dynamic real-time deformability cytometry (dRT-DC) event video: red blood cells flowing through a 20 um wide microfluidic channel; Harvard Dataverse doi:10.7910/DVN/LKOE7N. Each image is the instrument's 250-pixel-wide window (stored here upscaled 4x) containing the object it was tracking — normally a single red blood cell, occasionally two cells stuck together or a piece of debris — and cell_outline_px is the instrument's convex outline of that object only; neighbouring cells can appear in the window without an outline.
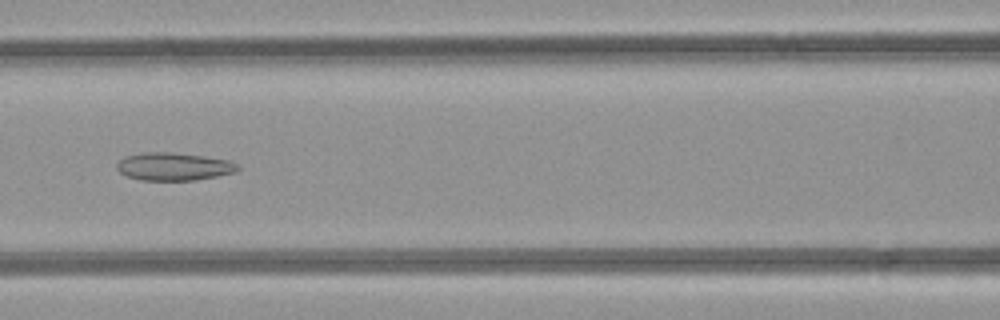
{"species": "common noctule bat (a hibernating species)", "species_latin": "Nyctalus noctula", "temperature_condition": "room temperature", "stored_images_in_passage": 35, "camera_frame_rate_fps": 3000, "um_per_image_px": 0.085, "animal": {"sex": "female", "body_mass_g": 21.9}, "frame": {"image": 1, "passage_image": 7, "time_ms": 2.0, "image_size_px": [1000, 320], "cell_outline_px": [[240, 168], [236, 172], [196, 180], [140, 180], [128, 176], [120, 172], [116, 168], [116, 164], [124, 156], [144, 152], [168, 152], [204, 156], [228, 160], [236, 164]], "centroid_in_image_um": [14.75, 14.15], "position_along_channel_um": 151.9, "area_um2": 19.54}}
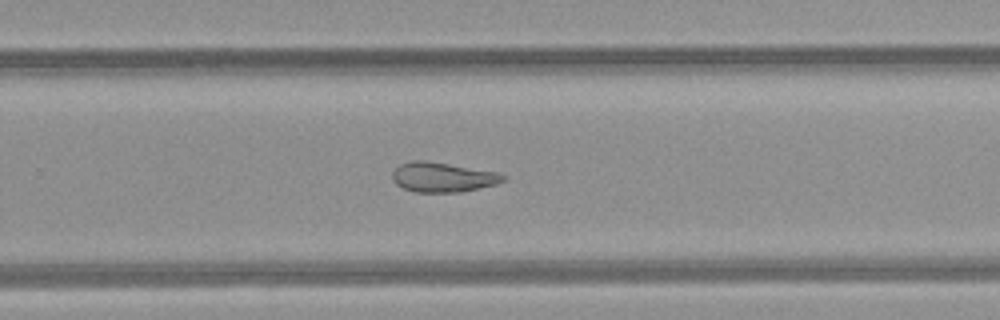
{"frame": {"image": 2, "passage_image": 17, "time_ms": 5.333, "image_size_px": [1000, 320], "cell_outline_px": [[504, 180], [496, 184], [480, 188], [460, 192], [416, 192], [404, 188], [396, 184], [392, 180], [392, 172], [400, 164], [412, 160], [424, 160], [496, 172], [504, 176]], "centroid_in_image_um": [37.58, 15.06], "position_along_channel_um": 292.2, "area_um2": 18.96}}
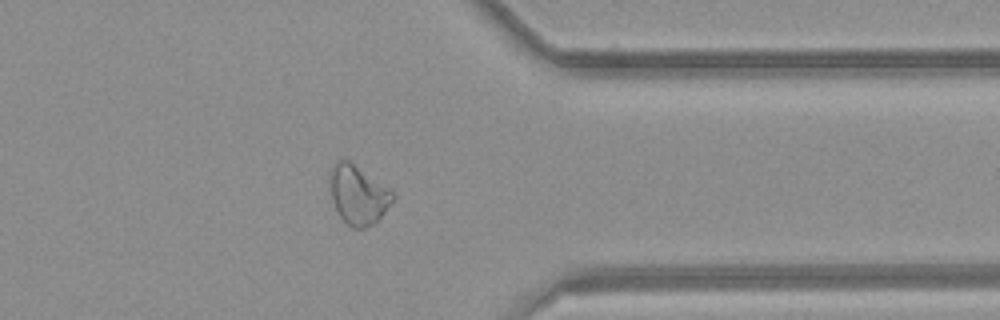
{"frame": {"image": 3, "passage_image": 24, "time_ms": 7.667, "image_size_px": [1000, 320], "cell_outline_px": [[396, 196], [384, 212], [372, 224], [364, 228], [352, 228], [340, 216], [332, 200], [332, 164], [336, 160], [348, 160], [388, 188]], "centroid_in_image_um": [30.45, 16.57], "position_along_channel_um": 380.9, "area_um2": 20.75}, "authors_computed_cell_mechanics": {"area_um2": 20.3456, "velocity_mm_per_s": 4.2307, "shape_relaxation_time_tau1_ms": null, "shape_relaxation_time_tau2_ms": 3.954, "deformation_change_tau1": null, "deformation_change_tau2": 0.1197}}